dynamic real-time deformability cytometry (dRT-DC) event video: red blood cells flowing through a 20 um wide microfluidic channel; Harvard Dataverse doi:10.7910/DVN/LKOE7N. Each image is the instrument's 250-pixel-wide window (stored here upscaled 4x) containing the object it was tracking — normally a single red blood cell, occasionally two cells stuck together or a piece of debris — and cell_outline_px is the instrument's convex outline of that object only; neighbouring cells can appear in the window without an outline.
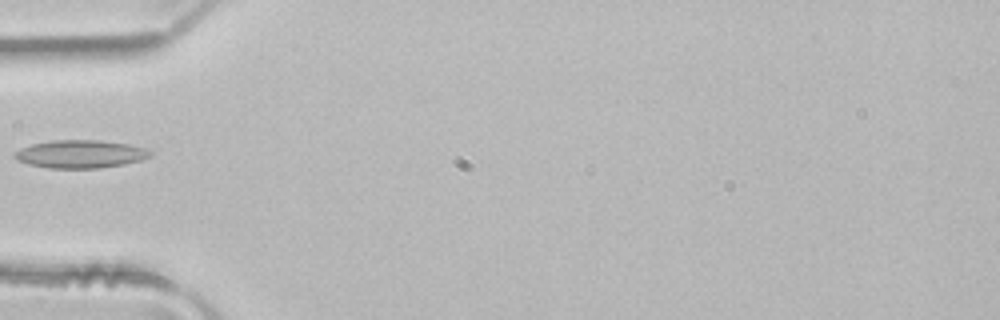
{"species": "common noctule bat (a hibernating species)", "species_latin": "Nyctalus noctula", "temperature_condition": "room temperature", "stored_images_in_passage": 5, "camera_frame_rate_fps": 3000, "um_per_image_px": 0.085, "animal": {"sex": "male", "body_mass_g": 21.5, "forearm_length_mm": 52.0}, "frame": {"image": 1, "passage_image": 5, "time_ms": 1.333, "image_size_px": [1000, 320], "cell_outline_px": [[152, 156], [140, 160], [124, 164], [100, 168], [48, 168], [28, 164], [16, 160], [12, 156], [20, 148], [32, 144], [52, 140], [100, 140], [128, 144], [144, 148], [152, 152]], "centroid_in_image_um": [6.81, 13.09], "position_along_channel_um": 78.2, "area_um2": 22.14}}